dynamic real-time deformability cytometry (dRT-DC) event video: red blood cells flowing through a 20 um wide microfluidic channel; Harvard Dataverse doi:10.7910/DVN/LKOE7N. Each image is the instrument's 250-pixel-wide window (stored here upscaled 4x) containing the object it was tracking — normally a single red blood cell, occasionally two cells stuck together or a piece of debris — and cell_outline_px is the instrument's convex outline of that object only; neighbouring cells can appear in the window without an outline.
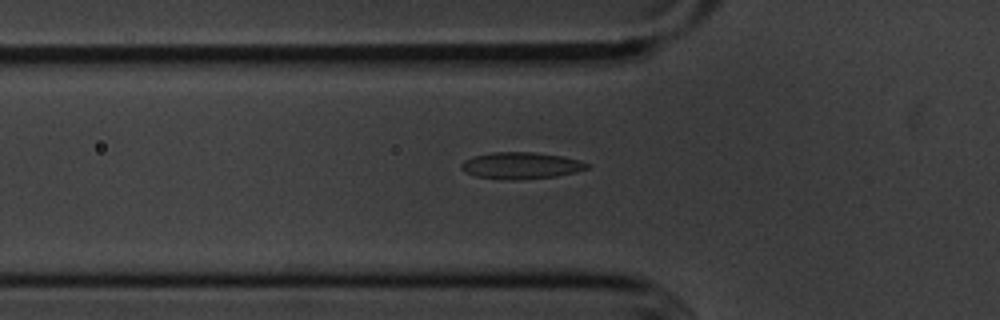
{"species": "common noctule bat (a hibernating species)", "species_latin": "Nyctalus noctula", "temperature_condition": "cold", "stored_images_in_passage": 41, "camera_frame_rate_fps": 3000, "um_per_image_px": 0.085, "animal": {"sex": "male", "body_mass_g": 20.1, "forearm_length_mm": 53.5}, "frame": {"image": 1, "passage_image": 4, "time_ms": 1.0, "image_size_px": [1000, 320], "cell_outline_px": [[592, 164], [588, 168], [576, 172], [556, 176], [516, 180], [504, 180], [476, 176], [464, 172], [460, 168], [460, 164], [464, 160], [472, 156], [492, 152], [532, 152], [560, 156], [580, 160]], "centroid_in_image_um": [44.26, 14.07], "position_along_channel_um": 81.5, "area_um2": 19.71}}
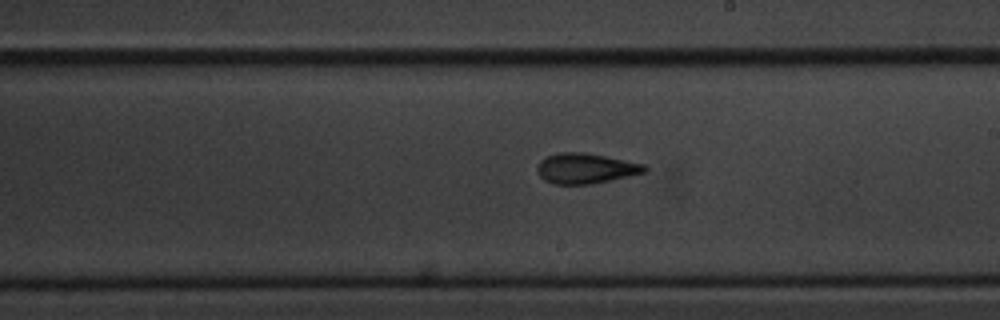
{"frame": {"image": 2, "passage_image": 17, "time_ms": 5.333, "image_size_px": [1000, 320], "cell_outline_px": [[648, 172], [592, 184], [552, 184], [544, 180], [536, 172], [536, 168], [540, 160], [544, 156], [560, 152], [584, 152], [644, 164], [648, 168]], "centroid_in_image_um": [49.75, 14.31], "position_along_channel_um": 239.3, "area_um2": 19.13}}
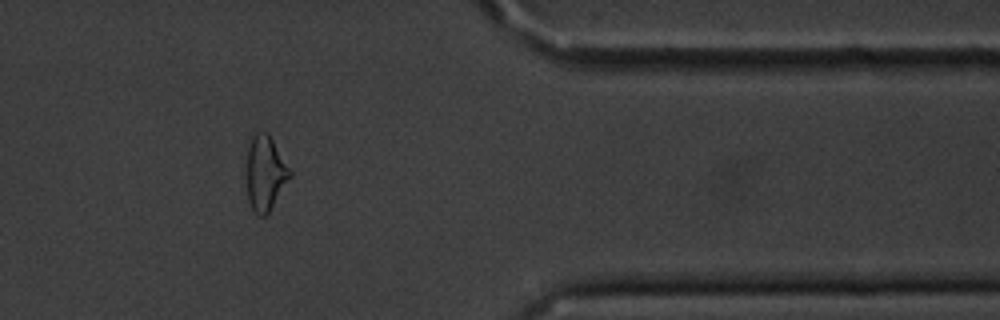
{"frame": {"image": 3, "passage_image": 31, "time_ms": 10.0, "image_size_px": [1000, 320], "cell_outline_px": [[292, 176], [268, 212], [264, 216], [260, 216], [252, 208], [248, 200], [248, 148], [252, 136], [256, 132], [268, 132], [292, 172]], "centroid_in_image_um": [22.57, 14.7], "position_along_channel_um": 388.8, "area_um2": 18.44}, "authors_computed_cell_mechanics": {"area_um2": 19.2474, "velocity_mm_per_s": 3.6203, "shape_relaxation_time_tau1_ms": 4.2625, "shape_relaxation_time_tau2_ms": 2.4434, "deformation_change_tau1": 0.1156, "deformation_change_tau2": 0.1041}}